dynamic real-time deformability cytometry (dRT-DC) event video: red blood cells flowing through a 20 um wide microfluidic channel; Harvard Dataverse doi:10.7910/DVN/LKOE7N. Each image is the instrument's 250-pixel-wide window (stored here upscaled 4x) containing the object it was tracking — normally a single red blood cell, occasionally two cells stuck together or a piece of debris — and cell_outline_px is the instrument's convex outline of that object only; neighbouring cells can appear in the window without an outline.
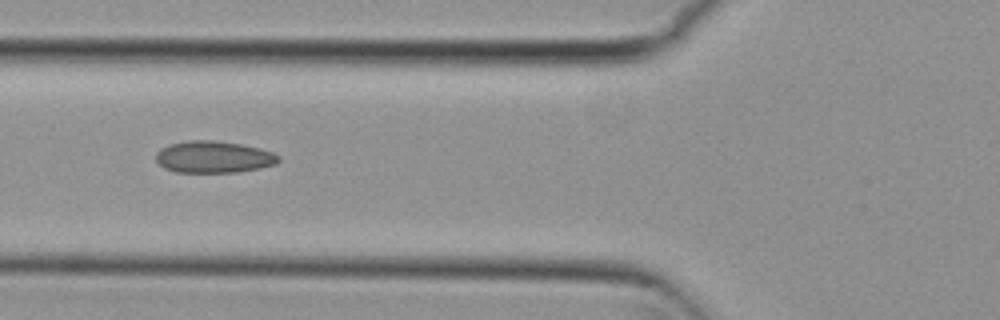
{"species": "common noctule bat (a hibernating species)", "species_latin": "Nyctalus noctula", "temperature_condition": "cold", "stored_images_in_passage": 6, "camera_frame_rate_fps": 3000, "um_per_image_px": 0.085, "animal": {"sex": "female", "body_mass_g": 29.2, "forearm_length_mm": 56.3}, "frame": {"image": 1, "passage_image": 5, "time_ms": 1.333, "image_size_px": [1000, 320], "cell_outline_px": [[280, 160], [276, 164], [260, 168], [240, 172], [176, 172], [164, 168], [156, 160], [156, 152], [160, 148], [168, 144], [188, 140], [212, 140], [240, 144], [260, 148], [272, 152], [280, 156]], "centroid_in_image_um": [18.15, 13.34], "position_along_channel_um": 107.6, "area_um2": 22.89}}
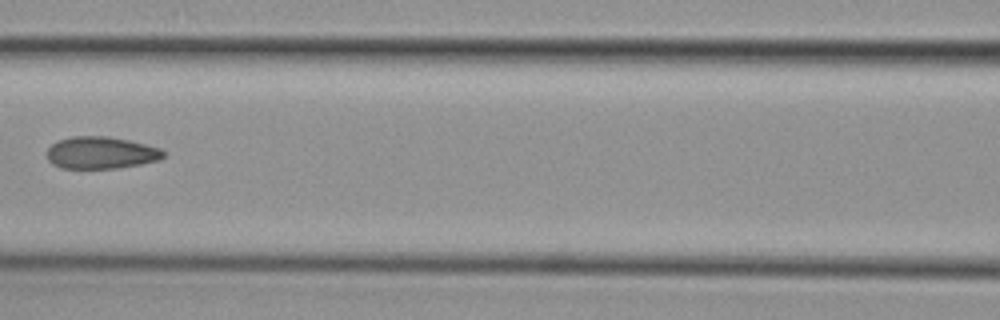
{"frame": {"image": 2, "passage_image": 6, "time_ms": 1.667, "image_size_px": [1000, 320], "cell_outline_px": [[164, 156], [160, 160], [140, 164], [116, 168], [60, 168], [52, 164], [48, 160], [48, 148], [52, 144], [60, 140], [72, 136], [108, 136], [128, 140], [160, 148], [164, 152]], "centroid_in_image_um": [8.58, 12.98], "position_along_channel_um": 158.0, "area_um2": 21.68}}